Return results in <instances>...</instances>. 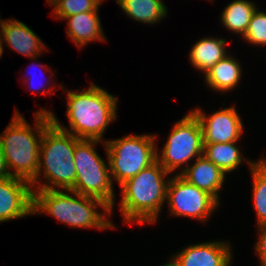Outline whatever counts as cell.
<instances>
[{"label":"cell","instance_id":"cell-1","mask_svg":"<svg viewBox=\"0 0 266 266\" xmlns=\"http://www.w3.org/2000/svg\"><path fill=\"white\" fill-rule=\"evenodd\" d=\"M64 90L67 91L66 116L70 127L62 126L53 112L50 114L52 122L78 139L105 142L103 135L117 117L118 98L94 83L77 92Z\"/></svg>","mask_w":266,"mask_h":266},{"label":"cell","instance_id":"cell-2","mask_svg":"<svg viewBox=\"0 0 266 266\" xmlns=\"http://www.w3.org/2000/svg\"><path fill=\"white\" fill-rule=\"evenodd\" d=\"M49 111L41 108L34 113L33 128L15 110L10 124L0 135V146L11 176L32 182L39 169L40 144L44 130L52 123ZM35 129V130H33Z\"/></svg>","mask_w":266,"mask_h":266},{"label":"cell","instance_id":"cell-3","mask_svg":"<svg viewBox=\"0 0 266 266\" xmlns=\"http://www.w3.org/2000/svg\"><path fill=\"white\" fill-rule=\"evenodd\" d=\"M97 207L104 212L99 213ZM45 213L72 228H116L108 219L111 209L104 202L72 190H34L33 215Z\"/></svg>","mask_w":266,"mask_h":266},{"label":"cell","instance_id":"cell-4","mask_svg":"<svg viewBox=\"0 0 266 266\" xmlns=\"http://www.w3.org/2000/svg\"><path fill=\"white\" fill-rule=\"evenodd\" d=\"M169 174L156 160L119 186L122 195L119 204L124 224L157 222L166 203Z\"/></svg>","mask_w":266,"mask_h":266},{"label":"cell","instance_id":"cell-5","mask_svg":"<svg viewBox=\"0 0 266 266\" xmlns=\"http://www.w3.org/2000/svg\"><path fill=\"white\" fill-rule=\"evenodd\" d=\"M80 139L59 129L53 122L44 130L40 144L39 169L32 190H71L76 181L75 144ZM44 174V175H43ZM44 176V182L39 181Z\"/></svg>","mask_w":266,"mask_h":266},{"label":"cell","instance_id":"cell-6","mask_svg":"<svg viewBox=\"0 0 266 266\" xmlns=\"http://www.w3.org/2000/svg\"><path fill=\"white\" fill-rule=\"evenodd\" d=\"M102 141L80 139L75 144L74 161L76 181L71 189L79 194L100 199L114 211L115 193L110 174L109 162L96 152L95 147Z\"/></svg>","mask_w":266,"mask_h":266},{"label":"cell","instance_id":"cell-7","mask_svg":"<svg viewBox=\"0 0 266 266\" xmlns=\"http://www.w3.org/2000/svg\"><path fill=\"white\" fill-rule=\"evenodd\" d=\"M156 136L126 135L104 142L111 178L122 185L157 160Z\"/></svg>","mask_w":266,"mask_h":266},{"label":"cell","instance_id":"cell-8","mask_svg":"<svg viewBox=\"0 0 266 266\" xmlns=\"http://www.w3.org/2000/svg\"><path fill=\"white\" fill-rule=\"evenodd\" d=\"M175 123L162 150L158 151L157 146L156 156L158 163L169 173L184 166L179 170L180 174L190 165V160L203 155V137L198 117L192 111Z\"/></svg>","mask_w":266,"mask_h":266},{"label":"cell","instance_id":"cell-9","mask_svg":"<svg viewBox=\"0 0 266 266\" xmlns=\"http://www.w3.org/2000/svg\"><path fill=\"white\" fill-rule=\"evenodd\" d=\"M166 203L172 216L206 222L220 203L208 192L185 180L180 174L168 182Z\"/></svg>","mask_w":266,"mask_h":266},{"label":"cell","instance_id":"cell-10","mask_svg":"<svg viewBox=\"0 0 266 266\" xmlns=\"http://www.w3.org/2000/svg\"><path fill=\"white\" fill-rule=\"evenodd\" d=\"M191 111L200 122L203 144L237 142L244 132L241 116L235 106L223 108L207 117L201 108Z\"/></svg>","mask_w":266,"mask_h":266},{"label":"cell","instance_id":"cell-11","mask_svg":"<svg viewBox=\"0 0 266 266\" xmlns=\"http://www.w3.org/2000/svg\"><path fill=\"white\" fill-rule=\"evenodd\" d=\"M32 214L31 183L13 176L0 179V223Z\"/></svg>","mask_w":266,"mask_h":266},{"label":"cell","instance_id":"cell-12","mask_svg":"<svg viewBox=\"0 0 266 266\" xmlns=\"http://www.w3.org/2000/svg\"><path fill=\"white\" fill-rule=\"evenodd\" d=\"M229 241L191 244L173 255L180 266H231L233 261Z\"/></svg>","mask_w":266,"mask_h":266},{"label":"cell","instance_id":"cell-13","mask_svg":"<svg viewBox=\"0 0 266 266\" xmlns=\"http://www.w3.org/2000/svg\"><path fill=\"white\" fill-rule=\"evenodd\" d=\"M0 33L4 45L5 42L7 43L5 46L27 58H31V60H36L47 48L30 27L16 18L5 19Z\"/></svg>","mask_w":266,"mask_h":266},{"label":"cell","instance_id":"cell-14","mask_svg":"<svg viewBox=\"0 0 266 266\" xmlns=\"http://www.w3.org/2000/svg\"><path fill=\"white\" fill-rule=\"evenodd\" d=\"M180 175L197 188L211 194L219 203V192L223 187L226 174L212 161L201 155Z\"/></svg>","mask_w":266,"mask_h":266},{"label":"cell","instance_id":"cell-15","mask_svg":"<svg viewBox=\"0 0 266 266\" xmlns=\"http://www.w3.org/2000/svg\"><path fill=\"white\" fill-rule=\"evenodd\" d=\"M98 10L99 8L96 11L79 13L64 19L68 21L66 33L78 48L82 49L93 41H106Z\"/></svg>","mask_w":266,"mask_h":266},{"label":"cell","instance_id":"cell-16","mask_svg":"<svg viewBox=\"0 0 266 266\" xmlns=\"http://www.w3.org/2000/svg\"><path fill=\"white\" fill-rule=\"evenodd\" d=\"M226 45V40L223 38L210 36L201 38L190 49L191 65L205 75L218 61L229 54L226 51Z\"/></svg>","mask_w":266,"mask_h":266},{"label":"cell","instance_id":"cell-17","mask_svg":"<svg viewBox=\"0 0 266 266\" xmlns=\"http://www.w3.org/2000/svg\"><path fill=\"white\" fill-rule=\"evenodd\" d=\"M241 72L240 62L234 56L228 54L218 61L203 77L209 88H212L213 91H220L223 94L238 86L241 80Z\"/></svg>","mask_w":266,"mask_h":266},{"label":"cell","instance_id":"cell-18","mask_svg":"<svg viewBox=\"0 0 266 266\" xmlns=\"http://www.w3.org/2000/svg\"><path fill=\"white\" fill-rule=\"evenodd\" d=\"M123 12L133 21L148 25L159 23L168 14L162 0H115Z\"/></svg>","mask_w":266,"mask_h":266},{"label":"cell","instance_id":"cell-19","mask_svg":"<svg viewBox=\"0 0 266 266\" xmlns=\"http://www.w3.org/2000/svg\"><path fill=\"white\" fill-rule=\"evenodd\" d=\"M253 1L234 0L222 11L220 21L224 27L243 37L248 29L253 13L257 9Z\"/></svg>","mask_w":266,"mask_h":266},{"label":"cell","instance_id":"cell-20","mask_svg":"<svg viewBox=\"0 0 266 266\" xmlns=\"http://www.w3.org/2000/svg\"><path fill=\"white\" fill-rule=\"evenodd\" d=\"M236 145V142L203 144V155L227 175L245 160Z\"/></svg>","mask_w":266,"mask_h":266},{"label":"cell","instance_id":"cell-21","mask_svg":"<svg viewBox=\"0 0 266 266\" xmlns=\"http://www.w3.org/2000/svg\"><path fill=\"white\" fill-rule=\"evenodd\" d=\"M252 177V197L253 208L257 216V224L266 223V158L265 156L258 161L247 159Z\"/></svg>","mask_w":266,"mask_h":266},{"label":"cell","instance_id":"cell-22","mask_svg":"<svg viewBox=\"0 0 266 266\" xmlns=\"http://www.w3.org/2000/svg\"><path fill=\"white\" fill-rule=\"evenodd\" d=\"M103 0H55L52 16L56 19L64 20L79 13L96 11L101 6Z\"/></svg>","mask_w":266,"mask_h":266},{"label":"cell","instance_id":"cell-23","mask_svg":"<svg viewBox=\"0 0 266 266\" xmlns=\"http://www.w3.org/2000/svg\"><path fill=\"white\" fill-rule=\"evenodd\" d=\"M242 38L255 46H266V12L255 10Z\"/></svg>","mask_w":266,"mask_h":266},{"label":"cell","instance_id":"cell-24","mask_svg":"<svg viewBox=\"0 0 266 266\" xmlns=\"http://www.w3.org/2000/svg\"><path fill=\"white\" fill-rule=\"evenodd\" d=\"M258 241L255 244V251L260 262H266V223L258 225Z\"/></svg>","mask_w":266,"mask_h":266},{"label":"cell","instance_id":"cell-25","mask_svg":"<svg viewBox=\"0 0 266 266\" xmlns=\"http://www.w3.org/2000/svg\"><path fill=\"white\" fill-rule=\"evenodd\" d=\"M33 64H35V63H32V65H33ZM35 65H36V64H35ZM37 67H39V68L41 67V70L43 69L42 67H44L45 70L47 69V72H48V69L50 70V68H47V66H45V65H43V64H42V65H41V64H40V65L37 64ZM41 70H40V71H41ZM32 73H33V72H32ZM34 74H36V73H33V75L30 74V76H28V78L26 79V81H28V82H26V83H27V84L29 83V84L27 85V88L30 89V90L33 89L32 92H34V93L36 94V92L39 93L41 90L47 88V86L45 85V83L43 84L42 82H44V81H42L41 83L43 84V86H42L41 83H39V85H41V87H39V85H38V88L36 87L37 89H36V88H33L32 84L35 83V82H34V81H35V79H34V77H35ZM30 84H31V85H30ZM35 85H36V84H35ZM42 87H43V88H42ZM35 89H36V90H35ZM39 90H40V91H39Z\"/></svg>","mask_w":266,"mask_h":266},{"label":"cell","instance_id":"cell-26","mask_svg":"<svg viewBox=\"0 0 266 266\" xmlns=\"http://www.w3.org/2000/svg\"><path fill=\"white\" fill-rule=\"evenodd\" d=\"M10 176L11 174L8 169L6 159L4 157L3 151L0 146V179L8 178Z\"/></svg>","mask_w":266,"mask_h":266},{"label":"cell","instance_id":"cell-27","mask_svg":"<svg viewBox=\"0 0 266 266\" xmlns=\"http://www.w3.org/2000/svg\"><path fill=\"white\" fill-rule=\"evenodd\" d=\"M160 266H180V263L172 255V257L170 258V262L163 264V265H160Z\"/></svg>","mask_w":266,"mask_h":266},{"label":"cell","instance_id":"cell-28","mask_svg":"<svg viewBox=\"0 0 266 266\" xmlns=\"http://www.w3.org/2000/svg\"><path fill=\"white\" fill-rule=\"evenodd\" d=\"M3 44H4L3 38H2L1 33H0V58L2 57V55L4 53Z\"/></svg>","mask_w":266,"mask_h":266},{"label":"cell","instance_id":"cell-29","mask_svg":"<svg viewBox=\"0 0 266 266\" xmlns=\"http://www.w3.org/2000/svg\"><path fill=\"white\" fill-rule=\"evenodd\" d=\"M1 19V18H0ZM5 20H0V31H1V28L3 27V23H4Z\"/></svg>","mask_w":266,"mask_h":266},{"label":"cell","instance_id":"cell-30","mask_svg":"<svg viewBox=\"0 0 266 266\" xmlns=\"http://www.w3.org/2000/svg\"><path fill=\"white\" fill-rule=\"evenodd\" d=\"M55 0H46V2L51 6V4L54 2Z\"/></svg>","mask_w":266,"mask_h":266},{"label":"cell","instance_id":"cell-31","mask_svg":"<svg viewBox=\"0 0 266 266\" xmlns=\"http://www.w3.org/2000/svg\"><path fill=\"white\" fill-rule=\"evenodd\" d=\"M260 266H266V262H260Z\"/></svg>","mask_w":266,"mask_h":266}]
</instances>
